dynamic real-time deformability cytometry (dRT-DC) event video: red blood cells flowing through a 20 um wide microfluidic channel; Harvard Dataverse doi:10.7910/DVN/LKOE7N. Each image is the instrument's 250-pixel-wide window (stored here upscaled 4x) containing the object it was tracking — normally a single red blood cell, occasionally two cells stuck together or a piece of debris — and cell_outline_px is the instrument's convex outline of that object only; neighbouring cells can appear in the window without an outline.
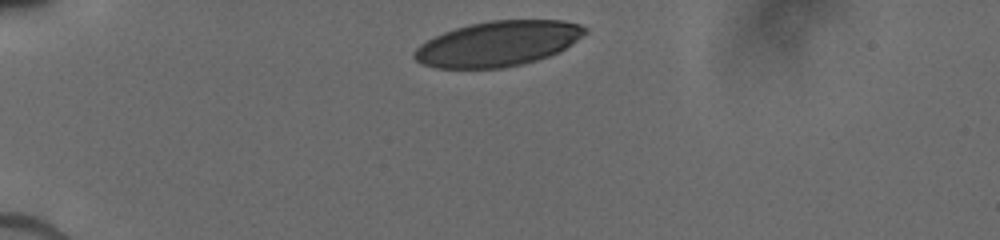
{"species": "human", "species_latin": "Homo sapiens", "temperature_condition": "cold", "stored_images_in_passage": 9, "camera_frame_rate_fps": 3000, "um_per_image_px": 0.085, "donor": {"sex": "male"}, "frame": {"image": 1, "passage_image": 1, "time_ms": 0.0, "image_size_px": [1000, 240], "cell_outline_px": [[588, 32], [572, 44], [548, 56], [536, 60], [520, 64], [500, 68], [436, 68], [420, 64], [412, 56], [412, 52], [420, 44], [444, 32], [468, 24], [488, 20], [564, 20], [580, 24], [588, 28]], "centroid_in_image_um": [42.32, 3.7], "position_along_channel_um": 42.7, "area_um2": 44.91}}
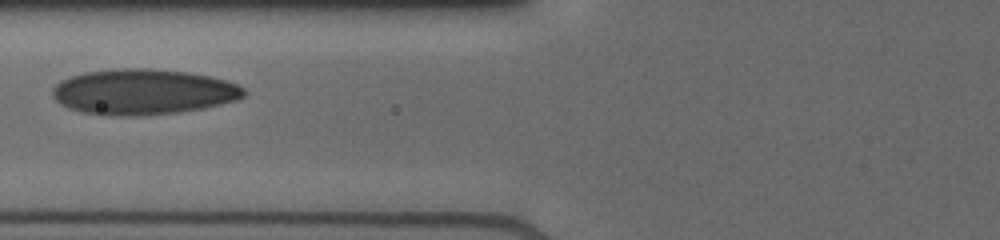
{"frame": {"image": 2, "passage_image": 6, "time_ms": 3.0, "image_size_px": [1000, 240], "cell_outline_px": [[248, 92], [244, 96], [236, 100], [220, 104], [200, 108], [176, 112], [140, 116], [120, 116], [80, 112], [68, 108], [60, 104], [52, 96], [52, 88], [60, 80], [84, 72], [116, 68], [148, 68], [188, 72], [208, 76], [224, 80], [236, 84], [244, 88]], "centroid_in_image_um": [12.13, 7.8], "position_along_channel_um": 113.7, "area_um2": 50.81}}
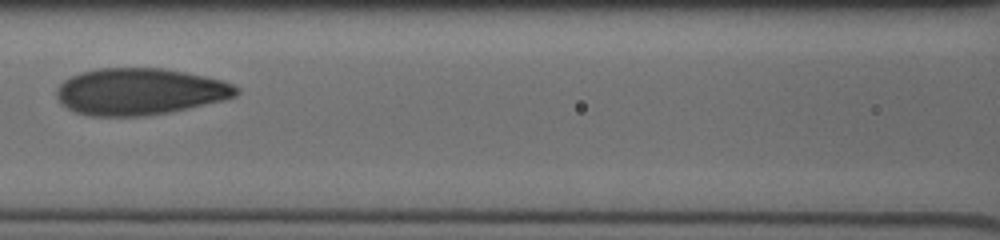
{"frame": {"image": 3, "passage_image": 8, "time_ms": 4.0, "image_size_px": [1000, 240], "cell_outline_px": [[240, 92], [236, 96], [224, 100], [168, 112], [144, 116], [92, 116], [76, 112], [60, 104], [56, 96], [56, 88], [64, 80], [80, 72], [100, 68], [164, 68], [204, 76], [220, 80], [232, 84], [240, 88]], "centroid_in_image_um": [11.86, 7.78], "position_along_channel_um": 154.7, "area_um2": 48.9}}